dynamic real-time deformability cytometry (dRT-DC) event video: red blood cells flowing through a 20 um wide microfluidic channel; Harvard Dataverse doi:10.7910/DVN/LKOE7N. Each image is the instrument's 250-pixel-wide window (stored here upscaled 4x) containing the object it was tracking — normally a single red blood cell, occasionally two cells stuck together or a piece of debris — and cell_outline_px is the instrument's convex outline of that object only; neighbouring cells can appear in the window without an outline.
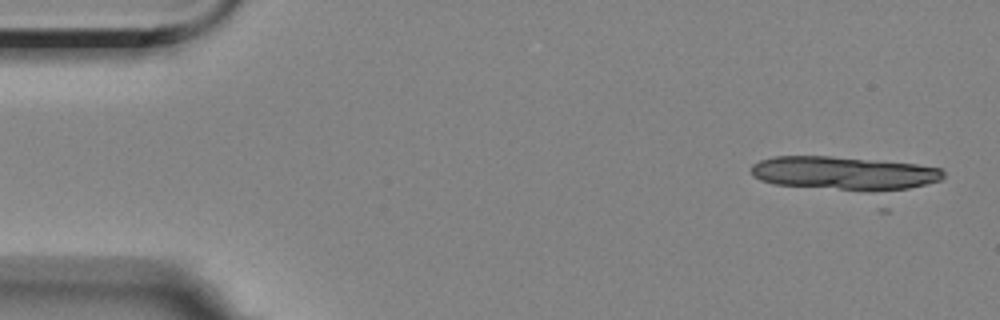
{"species": "Egyptian fruit bat (a non-hibernating species)", "species_latin": "Rousettus aegyptiacus", "temperature_condition": "room temperature", "stored_images_in_passage": 12, "camera_frame_rate_fps": 3000, "um_per_image_px": 0.085, "animal": {"sex": "female"}, "frame": {"image": 1, "passage_image": 2, "time_ms": 0.333, "image_size_px": [1000, 320], "cell_outline_px": [[944, 176], [940, 180], [908, 188], [888, 192], [868, 192], [776, 184], [760, 180], [752, 176], [752, 164], [760, 160], [772, 156], [828, 156], [916, 164], [940, 168], [944, 172]], "centroid_in_image_um": [71.74, 14.73], "position_along_channel_um": 13.3, "area_um2": 37.57}}